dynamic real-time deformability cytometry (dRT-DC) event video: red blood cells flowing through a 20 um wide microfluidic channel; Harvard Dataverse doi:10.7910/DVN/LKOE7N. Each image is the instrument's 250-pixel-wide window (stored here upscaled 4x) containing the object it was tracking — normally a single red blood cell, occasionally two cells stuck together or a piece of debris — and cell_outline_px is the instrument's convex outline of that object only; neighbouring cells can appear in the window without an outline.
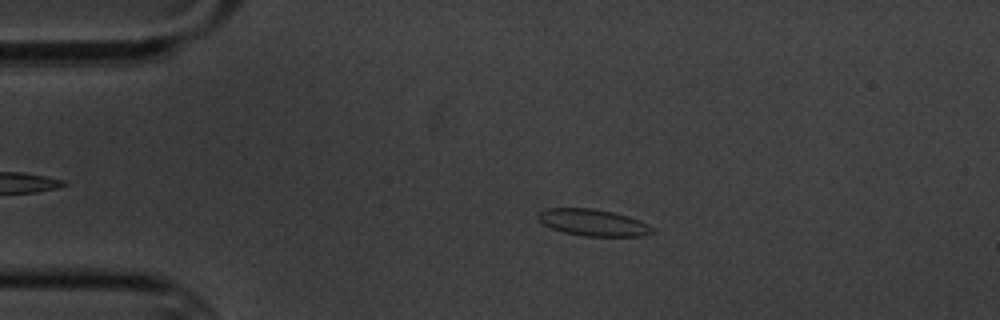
{"species": "common noctule bat (a hibernating species)", "species_latin": "Nyctalus noctula", "temperature_condition": "cold", "stored_images_in_passage": 4, "camera_frame_rate_fps": 3000, "um_per_image_px": 0.085, "animal": {"sex": "male", "body_mass_g": 20.1, "forearm_length_mm": 53.5}, "frame": {"image": 1, "passage_image": 2, "time_ms": 1.333, "image_size_px": [1000, 320], "cell_outline_px": [[656, 232], [644, 236], [584, 236], [564, 232], [552, 228], [544, 224], [536, 216], [536, 212], [544, 208], [592, 208], [612, 212], [628, 216], [648, 224], [656, 228]], "centroid_in_image_um": [50.43, 18.91], "position_along_channel_um": 34.6, "area_um2": 17.92}}
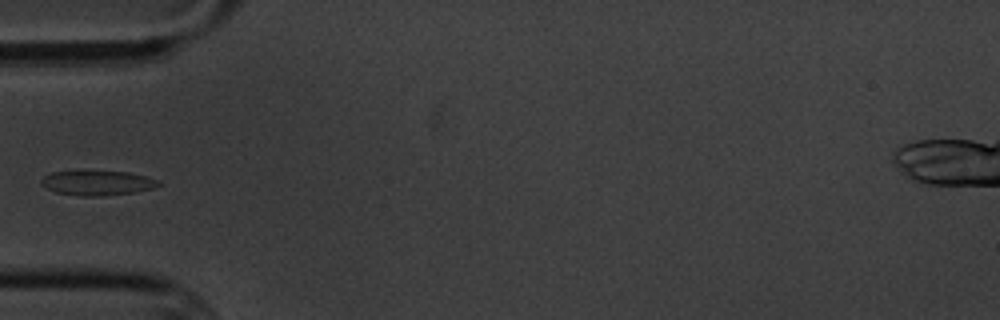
{"frame": {"image": 2, "passage_image": 4, "time_ms": 3.667, "image_size_px": [1000, 320], "cell_outline_px": [[160, 184], [156, 188], [136, 192], [100, 196], [80, 196], [56, 192], [44, 188], [40, 184], [40, 180], [44, 176], [52, 172], [128, 172], [160, 180]], "centroid_in_image_um": [8.28, 15.57], "position_along_channel_um": 76.7, "area_um2": 16.76}}